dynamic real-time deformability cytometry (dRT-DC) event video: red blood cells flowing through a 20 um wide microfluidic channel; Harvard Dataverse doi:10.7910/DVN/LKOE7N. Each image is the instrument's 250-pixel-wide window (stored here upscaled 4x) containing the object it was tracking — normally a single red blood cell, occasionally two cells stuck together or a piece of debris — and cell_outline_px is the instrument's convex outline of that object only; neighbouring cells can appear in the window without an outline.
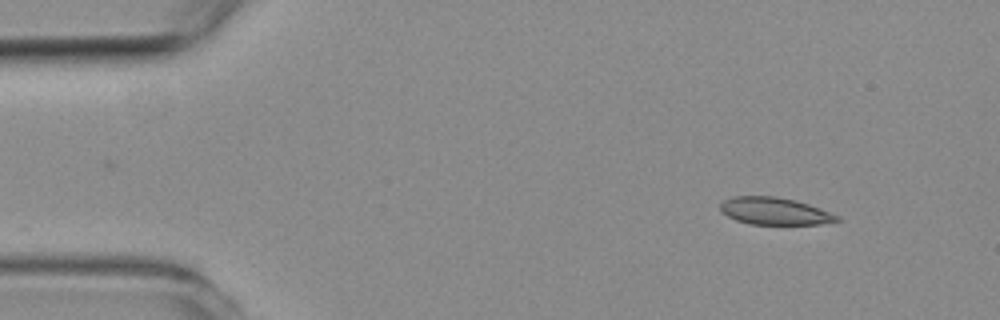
{"species": "common noctule bat (a hibernating species)", "species_latin": "Nyctalus noctula", "temperature_condition": "room temperature", "stored_images_in_passage": 5, "segment_of_instrument_passage": [1, 2], "camera_frame_rate_fps": 3000, "um_per_image_px": 0.085, "animal": {"sex": "female", "body_mass_g": 19.3, "forearm_length_mm": 54.1}, "frame": {"image": 1, "passage_image": 1, "time_ms": 0.0, "image_size_px": [1000, 320], "cell_outline_px": [[840, 220], [820, 224], [748, 224], [736, 220], [720, 212], [720, 204], [724, 200], [732, 196], [776, 196], [796, 200], [820, 208], [840, 216]], "centroid_in_image_um": [65.82, 17.94], "position_along_channel_um": 19.2, "area_um2": 18.61}}